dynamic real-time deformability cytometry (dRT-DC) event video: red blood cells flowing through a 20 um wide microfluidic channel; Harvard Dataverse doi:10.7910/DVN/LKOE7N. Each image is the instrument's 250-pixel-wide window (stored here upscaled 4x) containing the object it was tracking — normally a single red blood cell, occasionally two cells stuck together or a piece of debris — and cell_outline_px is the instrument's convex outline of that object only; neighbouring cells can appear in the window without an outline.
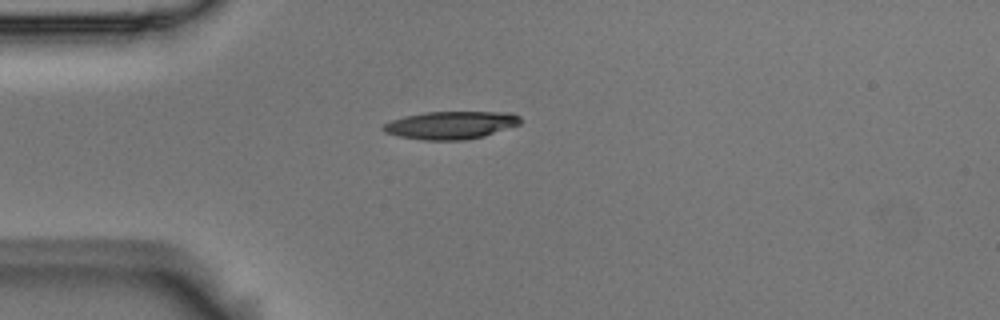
{"species": "Egyptian fruit bat (a non-hibernating species)", "species_latin": "Rousettus aegyptiacus", "temperature_condition": "room temperature", "stored_images_in_passage": 1, "camera_frame_rate_fps": 3000, "um_per_image_px": 0.085, "animal": {"sex": "male"}, "frame": {"image": 1, "passage_image": 1, "time_ms": 0.0, "image_size_px": [1000, 320], "cell_outline_px": [[520, 124], [484, 136], [464, 140], [424, 140], [400, 136], [384, 132], [380, 128], [384, 124], [392, 120], [404, 116], [424, 112], [512, 112], [520, 116]], "centroid_in_image_um": [38.32, 10.63], "position_along_channel_um": 46.7, "area_um2": 22.2}}